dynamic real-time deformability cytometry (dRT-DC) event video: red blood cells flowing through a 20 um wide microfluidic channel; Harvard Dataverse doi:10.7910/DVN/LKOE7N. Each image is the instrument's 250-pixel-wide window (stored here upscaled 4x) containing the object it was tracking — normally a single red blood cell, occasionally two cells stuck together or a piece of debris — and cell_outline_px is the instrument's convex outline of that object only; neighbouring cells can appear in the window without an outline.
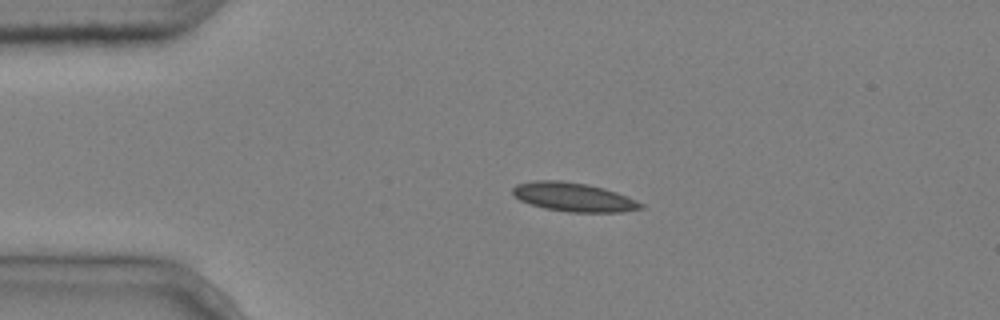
{"species": "common noctule bat (a hibernating species)", "species_latin": "Nyctalus noctula", "temperature_condition": "cold", "stored_images_in_passage": 3, "camera_frame_rate_fps": 3000, "um_per_image_px": 0.085, "animal": {"sex": "male", "body_mass_g": 20.4}, "frame": {"image": 1, "passage_image": 2, "time_ms": 0.333, "image_size_px": [1000, 320], "cell_outline_px": [[644, 208], [620, 212], [568, 212], [544, 208], [520, 200], [512, 192], [512, 188], [516, 184], [532, 180], [560, 180], [588, 184], [604, 188], [616, 192], [636, 200], [644, 204]], "centroid_in_image_um": [48.75, 16.74], "position_along_channel_um": 36.2, "area_um2": 21.56}}